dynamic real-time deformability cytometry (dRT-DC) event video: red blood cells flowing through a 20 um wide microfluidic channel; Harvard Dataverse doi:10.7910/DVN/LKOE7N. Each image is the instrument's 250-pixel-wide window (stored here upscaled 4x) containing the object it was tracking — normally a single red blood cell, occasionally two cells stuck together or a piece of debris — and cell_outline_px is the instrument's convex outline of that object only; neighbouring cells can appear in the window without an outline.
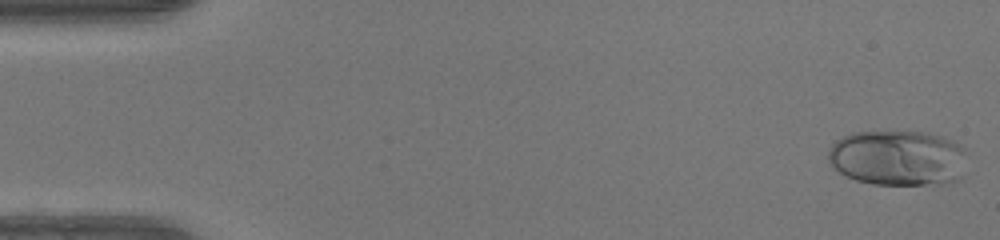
{"species": "human", "species_latin": "Homo sapiens", "temperature_condition": "warm", "stored_images_in_passage": 48, "camera_frame_rate_fps": 3000, "um_per_image_px": 0.085, "donor": {"sex": "female"}, "frame": {"image": 1, "passage_image": 1, "time_ms": 0.0, "image_size_px": [1000, 240], "cell_outline_px": [[964, 152], [960, 180], [948, 184], [872, 184], [856, 180], [844, 176], [832, 168], [828, 160], [828, 152], [832, 144], [836, 140], [852, 132], [924, 132], [944, 136], [960, 144], [964, 148]], "centroid_in_image_um": [76.29, 13.43], "position_along_channel_um": 8.7, "area_um2": 45.2}}
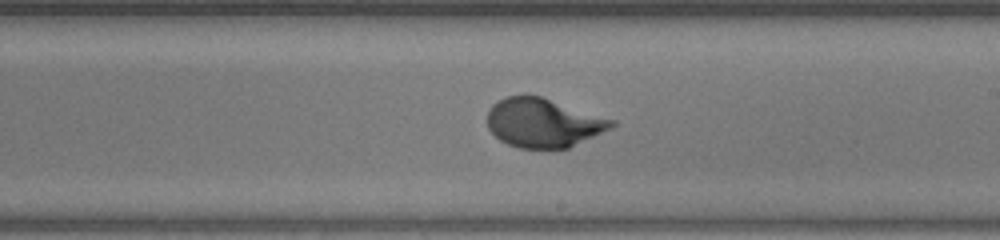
{"frame": {"image": 2, "passage_image": 28, "time_ms": 9.0, "image_size_px": [1000, 240], "cell_outline_px": [[616, 124], [612, 128], [568, 148], [520, 148], [508, 144], [500, 140], [488, 128], [488, 112], [492, 104], [504, 96], [540, 96], [616, 120]], "centroid_in_image_um": [46.19, 10.44], "position_along_channel_um": 242.8, "area_um2": 35.26}}
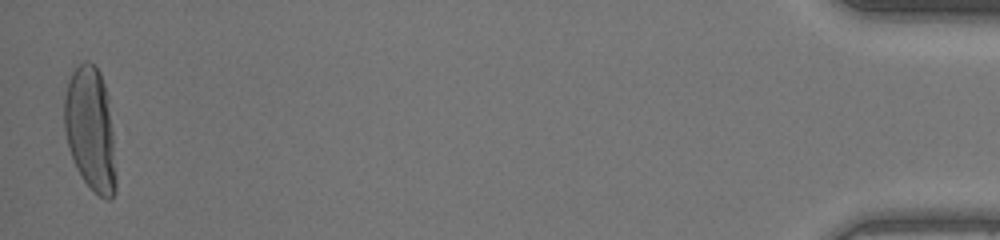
{"frame": {"image": 3, "passage_image": 48, "time_ms": 15.667, "image_size_px": [1000, 240], "cell_outline_px": [[116, 188], [112, 196], [108, 200], [100, 196], [84, 180], [76, 168], [64, 132], [64, 96], [68, 80], [72, 72], [84, 60], [88, 60], [100, 72], [108, 96], [112, 132], [116, 176]], "centroid_in_image_um": [7.68, 10.95], "position_along_channel_um": 427.5, "area_um2": 36.99}, "authors_computed_cell_mechanics": {"area_um2": 35.6048, "velocity_mm_per_s": 4.2246, "shape_relaxation_time_tau1_ms": 5.4533, "shape_relaxation_time_tau2_ms": null, "deformation_change_tau1": 0.2953, "deformation_change_tau2": null}}